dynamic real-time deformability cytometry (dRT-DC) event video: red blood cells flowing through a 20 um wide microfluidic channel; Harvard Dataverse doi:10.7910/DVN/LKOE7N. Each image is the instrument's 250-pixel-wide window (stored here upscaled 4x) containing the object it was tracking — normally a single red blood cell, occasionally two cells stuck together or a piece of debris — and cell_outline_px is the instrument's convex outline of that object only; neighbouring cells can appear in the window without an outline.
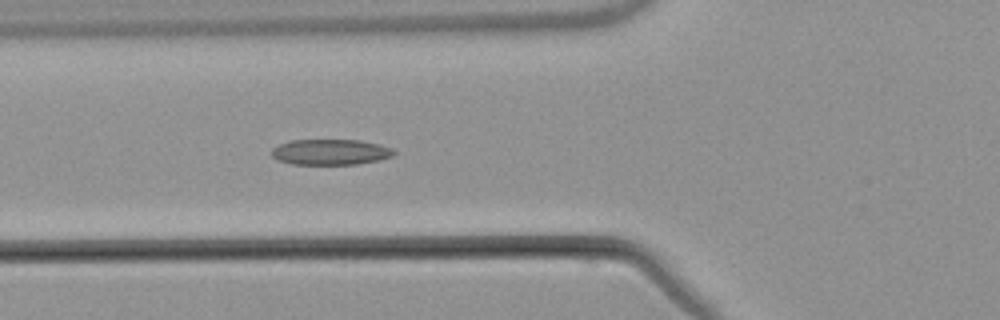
{"species": "common noctule bat (a hibernating species)", "species_latin": "Nyctalus noctula", "temperature_condition": "warm", "stored_images_in_passage": 6, "camera_frame_rate_fps": 3000, "um_per_image_px": 0.085, "animal": {"sex": "male", "body_mass_g": 21.5, "forearm_length_mm": 52.0}, "frame": {"image": 1, "passage_image": 6, "time_ms": 6.333, "image_size_px": [1000, 320], "cell_outline_px": [[396, 152], [392, 156], [380, 160], [356, 164], [292, 164], [276, 160], [268, 152], [272, 148], [280, 144], [292, 140], [360, 140], [380, 144], [392, 148]], "centroid_in_image_um": [28.07, 12.92], "position_along_channel_um": 97.7, "area_um2": 18.44}}